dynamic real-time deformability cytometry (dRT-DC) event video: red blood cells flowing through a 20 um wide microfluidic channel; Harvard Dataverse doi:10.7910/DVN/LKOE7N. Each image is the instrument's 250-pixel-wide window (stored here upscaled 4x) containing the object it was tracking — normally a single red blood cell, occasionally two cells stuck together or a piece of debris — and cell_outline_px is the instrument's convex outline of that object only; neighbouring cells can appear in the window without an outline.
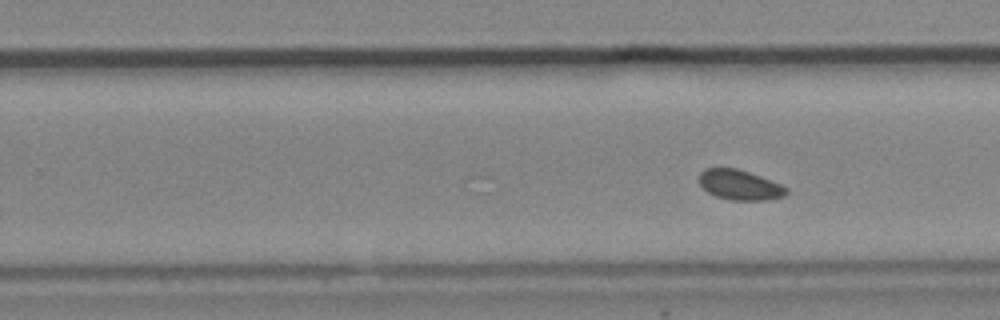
{"species": "common noctule bat (a hibernating species)", "species_latin": "Nyctalus noctula", "temperature_condition": "cold", "stored_images_in_passage": 10, "segment_of_instrument_passage": [2, 2], "camera_frame_rate_fps": 3000, "um_per_image_px": 0.085, "animal": {"sex": "male", "body_mass_g": 19.2, "forearm_length_mm": 51.8}, "frame": {"image": 1, "passage_image": 10, "time_ms": 3.0, "image_size_px": [1000, 320], "cell_outline_px": [[788, 192], [784, 196], [768, 200], [732, 200], [716, 196], [708, 192], [700, 184], [700, 172], [704, 168], [736, 168], [760, 176], [780, 184], [788, 188]], "centroid_in_image_um": [62.89, 15.72], "position_along_channel_um": 266.9, "area_um2": 15.14}}